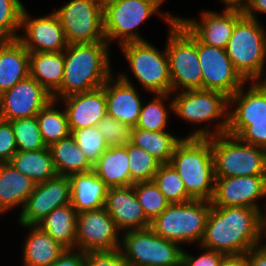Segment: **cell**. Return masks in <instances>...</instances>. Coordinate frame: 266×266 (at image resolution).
<instances>
[{
	"instance_id": "45",
	"label": "cell",
	"mask_w": 266,
	"mask_h": 266,
	"mask_svg": "<svg viewBox=\"0 0 266 266\" xmlns=\"http://www.w3.org/2000/svg\"><path fill=\"white\" fill-rule=\"evenodd\" d=\"M16 152L17 145L12 124L0 118V163L10 162Z\"/></svg>"
},
{
	"instance_id": "52",
	"label": "cell",
	"mask_w": 266,
	"mask_h": 266,
	"mask_svg": "<svg viewBox=\"0 0 266 266\" xmlns=\"http://www.w3.org/2000/svg\"><path fill=\"white\" fill-rule=\"evenodd\" d=\"M101 2V5L104 6L106 5L107 3H110V2H113L115 0H99Z\"/></svg>"
},
{
	"instance_id": "26",
	"label": "cell",
	"mask_w": 266,
	"mask_h": 266,
	"mask_svg": "<svg viewBox=\"0 0 266 266\" xmlns=\"http://www.w3.org/2000/svg\"><path fill=\"white\" fill-rule=\"evenodd\" d=\"M30 228L23 245V266H48L65 250L48 233L37 225H21Z\"/></svg>"
},
{
	"instance_id": "33",
	"label": "cell",
	"mask_w": 266,
	"mask_h": 266,
	"mask_svg": "<svg viewBox=\"0 0 266 266\" xmlns=\"http://www.w3.org/2000/svg\"><path fill=\"white\" fill-rule=\"evenodd\" d=\"M183 138L173 136L167 131H148L141 128H134L131 143L143 148L161 164H164L170 162L176 146Z\"/></svg>"
},
{
	"instance_id": "40",
	"label": "cell",
	"mask_w": 266,
	"mask_h": 266,
	"mask_svg": "<svg viewBox=\"0 0 266 266\" xmlns=\"http://www.w3.org/2000/svg\"><path fill=\"white\" fill-rule=\"evenodd\" d=\"M132 186L145 216L150 221L159 216L170 204L154 181L137 182Z\"/></svg>"
},
{
	"instance_id": "16",
	"label": "cell",
	"mask_w": 266,
	"mask_h": 266,
	"mask_svg": "<svg viewBox=\"0 0 266 266\" xmlns=\"http://www.w3.org/2000/svg\"><path fill=\"white\" fill-rule=\"evenodd\" d=\"M71 188L68 176L57 175L36 183L20 215V225H37L54 209L70 204Z\"/></svg>"
},
{
	"instance_id": "8",
	"label": "cell",
	"mask_w": 266,
	"mask_h": 266,
	"mask_svg": "<svg viewBox=\"0 0 266 266\" xmlns=\"http://www.w3.org/2000/svg\"><path fill=\"white\" fill-rule=\"evenodd\" d=\"M166 52L172 94L180 90L202 89V72L197 53V37L177 18L169 26ZM177 90V91H176Z\"/></svg>"
},
{
	"instance_id": "50",
	"label": "cell",
	"mask_w": 266,
	"mask_h": 266,
	"mask_svg": "<svg viewBox=\"0 0 266 266\" xmlns=\"http://www.w3.org/2000/svg\"><path fill=\"white\" fill-rule=\"evenodd\" d=\"M218 266H245V254L225 255Z\"/></svg>"
},
{
	"instance_id": "17",
	"label": "cell",
	"mask_w": 266,
	"mask_h": 266,
	"mask_svg": "<svg viewBox=\"0 0 266 266\" xmlns=\"http://www.w3.org/2000/svg\"><path fill=\"white\" fill-rule=\"evenodd\" d=\"M52 99L47 90L28 76L0 95V118L13 121L35 117Z\"/></svg>"
},
{
	"instance_id": "23",
	"label": "cell",
	"mask_w": 266,
	"mask_h": 266,
	"mask_svg": "<svg viewBox=\"0 0 266 266\" xmlns=\"http://www.w3.org/2000/svg\"><path fill=\"white\" fill-rule=\"evenodd\" d=\"M70 181V204L77 213L104 207L109 187L94 170L68 176Z\"/></svg>"
},
{
	"instance_id": "14",
	"label": "cell",
	"mask_w": 266,
	"mask_h": 266,
	"mask_svg": "<svg viewBox=\"0 0 266 266\" xmlns=\"http://www.w3.org/2000/svg\"><path fill=\"white\" fill-rule=\"evenodd\" d=\"M76 225L75 249L83 252L120 249V231L104 207L78 213Z\"/></svg>"
},
{
	"instance_id": "41",
	"label": "cell",
	"mask_w": 266,
	"mask_h": 266,
	"mask_svg": "<svg viewBox=\"0 0 266 266\" xmlns=\"http://www.w3.org/2000/svg\"><path fill=\"white\" fill-rule=\"evenodd\" d=\"M70 131L76 144L92 165L108 149V144L99 132L97 125L80 129H70Z\"/></svg>"
},
{
	"instance_id": "38",
	"label": "cell",
	"mask_w": 266,
	"mask_h": 266,
	"mask_svg": "<svg viewBox=\"0 0 266 266\" xmlns=\"http://www.w3.org/2000/svg\"><path fill=\"white\" fill-rule=\"evenodd\" d=\"M130 185L137 182L153 181L160 162L143 148L128 144Z\"/></svg>"
},
{
	"instance_id": "49",
	"label": "cell",
	"mask_w": 266,
	"mask_h": 266,
	"mask_svg": "<svg viewBox=\"0 0 266 266\" xmlns=\"http://www.w3.org/2000/svg\"><path fill=\"white\" fill-rule=\"evenodd\" d=\"M266 13V0H248L245 9L243 10V15L256 19V13Z\"/></svg>"
},
{
	"instance_id": "51",
	"label": "cell",
	"mask_w": 266,
	"mask_h": 266,
	"mask_svg": "<svg viewBox=\"0 0 266 266\" xmlns=\"http://www.w3.org/2000/svg\"><path fill=\"white\" fill-rule=\"evenodd\" d=\"M223 4H225L226 10H238L242 11L245 9L248 0H220Z\"/></svg>"
},
{
	"instance_id": "3",
	"label": "cell",
	"mask_w": 266,
	"mask_h": 266,
	"mask_svg": "<svg viewBox=\"0 0 266 266\" xmlns=\"http://www.w3.org/2000/svg\"><path fill=\"white\" fill-rule=\"evenodd\" d=\"M169 163L180 175L193 200L211 201L216 181L211 137H184Z\"/></svg>"
},
{
	"instance_id": "6",
	"label": "cell",
	"mask_w": 266,
	"mask_h": 266,
	"mask_svg": "<svg viewBox=\"0 0 266 266\" xmlns=\"http://www.w3.org/2000/svg\"><path fill=\"white\" fill-rule=\"evenodd\" d=\"M165 0H115L103 6V30L110 44L117 40L120 45L128 42L146 41L136 29L153 14H159L170 26L177 17L162 13Z\"/></svg>"
},
{
	"instance_id": "11",
	"label": "cell",
	"mask_w": 266,
	"mask_h": 266,
	"mask_svg": "<svg viewBox=\"0 0 266 266\" xmlns=\"http://www.w3.org/2000/svg\"><path fill=\"white\" fill-rule=\"evenodd\" d=\"M124 57L137 81L152 94L172 93L169 59L146 41L128 42L120 45Z\"/></svg>"
},
{
	"instance_id": "46",
	"label": "cell",
	"mask_w": 266,
	"mask_h": 266,
	"mask_svg": "<svg viewBox=\"0 0 266 266\" xmlns=\"http://www.w3.org/2000/svg\"><path fill=\"white\" fill-rule=\"evenodd\" d=\"M204 252L198 257L192 256L183 250L181 266H218L225 256L221 252L202 248Z\"/></svg>"
},
{
	"instance_id": "30",
	"label": "cell",
	"mask_w": 266,
	"mask_h": 266,
	"mask_svg": "<svg viewBox=\"0 0 266 266\" xmlns=\"http://www.w3.org/2000/svg\"><path fill=\"white\" fill-rule=\"evenodd\" d=\"M251 83L247 91L243 85L229 98V118L266 117V85L262 81Z\"/></svg>"
},
{
	"instance_id": "48",
	"label": "cell",
	"mask_w": 266,
	"mask_h": 266,
	"mask_svg": "<svg viewBox=\"0 0 266 266\" xmlns=\"http://www.w3.org/2000/svg\"><path fill=\"white\" fill-rule=\"evenodd\" d=\"M245 266H266V243L253 247L245 254Z\"/></svg>"
},
{
	"instance_id": "21",
	"label": "cell",
	"mask_w": 266,
	"mask_h": 266,
	"mask_svg": "<svg viewBox=\"0 0 266 266\" xmlns=\"http://www.w3.org/2000/svg\"><path fill=\"white\" fill-rule=\"evenodd\" d=\"M104 208L119 231L126 232L150 227L151 221L145 216L132 185L110 187Z\"/></svg>"
},
{
	"instance_id": "43",
	"label": "cell",
	"mask_w": 266,
	"mask_h": 266,
	"mask_svg": "<svg viewBox=\"0 0 266 266\" xmlns=\"http://www.w3.org/2000/svg\"><path fill=\"white\" fill-rule=\"evenodd\" d=\"M108 147H122L131 143L134 126L124 124L106 114L97 124Z\"/></svg>"
},
{
	"instance_id": "35",
	"label": "cell",
	"mask_w": 266,
	"mask_h": 266,
	"mask_svg": "<svg viewBox=\"0 0 266 266\" xmlns=\"http://www.w3.org/2000/svg\"><path fill=\"white\" fill-rule=\"evenodd\" d=\"M153 181L170 204L193 200L188 195L180 175L170 163L160 164Z\"/></svg>"
},
{
	"instance_id": "12",
	"label": "cell",
	"mask_w": 266,
	"mask_h": 266,
	"mask_svg": "<svg viewBox=\"0 0 266 266\" xmlns=\"http://www.w3.org/2000/svg\"><path fill=\"white\" fill-rule=\"evenodd\" d=\"M54 13L60 20L68 44L105 40L103 6L99 0H71Z\"/></svg>"
},
{
	"instance_id": "31",
	"label": "cell",
	"mask_w": 266,
	"mask_h": 266,
	"mask_svg": "<svg viewBox=\"0 0 266 266\" xmlns=\"http://www.w3.org/2000/svg\"><path fill=\"white\" fill-rule=\"evenodd\" d=\"M57 175L69 176L93 170V165L76 144L74 137H68L51 144L49 147Z\"/></svg>"
},
{
	"instance_id": "25",
	"label": "cell",
	"mask_w": 266,
	"mask_h": 266,
	"mask_svg": "<svg viewBox=\"0 0 266 266\" xmlns=\"http://www.w3.org/2000/svg\"><path fill=\"white\" fill-rule=\"evenodd\" d=\"M35 184L9 162L0 163V215L18 205L23 208Z\"/></svg>"
},
{
	"instance_id": "32",
	"label": "cell",
	"mask_w": 266,
	"mask_h": 266,
	"mask_svg": "<svg viewBox=\"0 0 266 266\" xmlns=\"http://www.w3.org/2000/svg\"><path fill=\"white\" fill-rule=\"evenodd\" d=\"M35 183L45 182L57 176L49 148L17 151L9 162Z\"/></svg>"
},
{
	"instance_id": "4",
	"label": "cell",
	"mask_w": 266,
	"mask_h": 266,
	"mask_svg": "<svg viewBox=\"0 0 266 266\" xmlns=\"http://www.w3.org/2000/svg\"><path fill=\"white\" fill-rule=\"evenodd\" d=\"M170 99L171 112L179 118L191 122L192 124H203L218 119L219 122L211 131L206 125L191 132L187 138H210L216 135L226 134L229 125V97L225 94L203 90H184L176 93ZM221 121V122H220Z\"/></svg>"
},
{
	"instance_id": "47",
	"label": "cell",
	"mask_w": 266,
	"mask_h": 266,
	"mask_svg": "<svg viewBox=\"0 0 266 266\" xmlns=\"http://www.w3.org/2000/svg\"><path fill=\"white\" fill-rule=\"evenodd\" d=\"M48 266H86L85 252L77 249H65L64 252Z\"/></svg>"
},
{
	"instance_id": "7",
	"label": "cell",
	"mask_w": 266,
	"mask_h": 266,
	"mask_svg": "<svg viewBox=\"0 0 266 266\" xmlns=\"http://www.w3.org/2000/svg\"><path fill=\"white\" fill-rule=\"evenodd\" d=\"M211 206V201L206 200L169 204L151 221L150 228L158 236L180 245L184 243L200 245Z\"/></svg>"
},
{
	"instance_id": "44",
	"label": "cell",
	"mask_w": 266,
	"mask_h": 266,
	"mask_svg": "<svg viewBox=\"0 0 266 266\" xmlns=\"http://www.w3.org/2000/svg\"><path fill=\"white\" fill-rule=\"evenodd\" d=\"M86 266H128L120 249L85 252Z\"/></svg>"
},
{
	"instance_id": "36",
	"label": "cell",
	"mask_w": 266,
	"mask_h": 266,
	"mask_svg": "<svg viewBox=\"0 0 266 266\" xmlns=\"http://www.w3.org/2000/svg\"><path fill=\"white\" fill-rule=\"evenodd\" d=\"M227 134L242 142L266 149V117L229 118Z\"/></svg>"
},
{
	"instance_id": "39",
	"label": "cell",
	"mask_w": 266,
	"mask_h": 266,
	"mask_svg": "<svg viewBox=\"0 0 266 266\" xmlns=\"http://www.w3.org/2000/svg\"><path fill=\"white\" fill-rule=\"evenodd\" d=\"M15 135L17 151H32L47 148L35 117L10 121Z\"/></svg>"
},
{
	"instance_id": "9",
	"label": "cell",
	"mask_w": 266,
	"mask_h": 266,
	"mask_svg": "<svg viewBox=\"0 0 266 266\" xmlns=\"http://www.w3.org/2000/svg\"><path fill=\"white\" fill-rule=\"evenodd\" d=\"M215 177L266 175V149L221 134L211 137Z\"/></svg>"
},
{
	"instance_id": "5",
	"label": "cell",
	"mask_w": 266,
	"mask_h": 266,
	"mask_svg": "<svg viewBox=\"0 0 266 266\" xmlns=\"http://www.w3.org/2000/svg\"><path fill=\"white\" fill-rule=\"evenodd\" d=\"M226 53L248 83L265 79L266 30L260 21L242 15L236 21Z\"/></svg>"
},
{
	"instance_id": "10",
	"label": "cell",
	"mask_w": 266,
	"mask_h": 266,
	"mask_svg": "<svg viewBox=\"0 0 266 266\" xmlns=\"http://www.w3.org/2000/svg\"><path fill=\"white\" fill-rule=\"evenodd\" d=\"M122 234L120 251L128 266H181L180 244L158 236L150 227Z\"/></svg>"
},
{
	"instance_id": "18",
	"label": "cell",
	"mask_w": 266,
	"mask_h": 266,
	"mask_svg": "<svg viewBox=\"0 0 266 266\" xmlns=\"http://www.w3.org/2000/svg\"><path fill=\"white\" fill-rule=\"evenodd\" d=\"M20 29L25 33L19 35L17 40L29 53L60 52L68 46L60 20L54 12L43 17L31 18L24 8Z\"/></svg>"
},
{
	"instance_id": "20",
	"label": "cell",
	"mask_w": 266,
	"mask_h": 266,
	"mask_svg": "<svg viewBox=\"0 0 266 266\" xmlns=\"http://www.w3.org/2000/svg\"><path fill=\"white\" fill-rule=\"evenodd\" d=\"M243 15L242 11L226 10L218 13L203 11L201 20L177 18L202 42L210 46L226 49L232 36L236 21Z\"/></svg>"
},
{
	"instance_id": "42",
	"label": "cell",
	"mask_w": 266,
	"mask_h": 266,
	"mask_svg": "<svg viewBox=\"0 0 266 266\" xmlns=\"http://www.w3.org/2000/svg\"><path fill=\"white\" fill-rule=\"evenodd\" d=\"M24 8L21 0H0V40L18 38Z\"/></svg>"
},
{
	"instance_id": "24",
	"label": "cell",
	"mask_w": 266,
	"mask_h": 266,
	"mask_svg": "<svg viewBox=\"0 0 266 266\" xmlns=\"http://www.w3.org/2000/svg\"><path fill=\"white\" fill-rule=\"evenodd\" d=\"M29 51L16 40H0V95L29 76Z\"/></svg>"
},
{
	"instance_id": "34",
	"label": "cell",
	"mask_w": 266,
	"mask_h": 266,
	"mask_svg": "<svg viewBox=\"0 0 266 266\" xmlns=\"http://www.w3.org/2000/svg\"><path fill=\"white\" fill-rule=\"evenodd\" d=\"M59 101L51 100L37 115L39 130L46 146L60 141L71 134L66 110L57 109Z\"/></svg>"
},
{
	"instance_id": "2",
	"label": "cell",
	"mask_w": 266,
	"mask_h": 266,
	"mask_svg": "<svg viewBox=\"0 0 266 266\" xmlns=\"http://www.w3.org/2000/svg\"><path fill=\"white\" fill-rule=\"evenodd\" d=\"M109 43L68 44L64 50V74L53 100L98 89L113 75Z\"/></svg>"
},
{
	"instance_id": "29",
	"label": "cell",
	"mask_w": 266,
	"mask_h": 266,
	"mask_svg": "<svg viewBox=\"0 0 266 266\" xmlns=\"http://www.w3.org/2000/svg\"><path fill=\"white\" fill-rule=\"evenodd\" d=\"M77 212L71 204L51 211L37 226L65 249H75Z\"/></svg>"
},
{
	"instance_id": "22",
	"label": "cell",
	"mask_w": 266,
	"mask_h": 266,
	"mask_svg": "<svg viewBox=\"0 0 266 266\" xmlns=\"http://www.w3.org/2000/svg\"><path fill=\"white\" fill-rule=\"evenodd\" d=\"M70 129L95 126L107 114L104 87L62 98Z\"/></svg>"
},
{
	"instance_id": "1",
	"label": "cell",
	"mask_w": 266,
	"mask_h": 266,
	"mask_svg": "<svg viewBox=\"0 0 266 266\" xmlns=\"http://www.w3.org/2000/svg\"><path fill=\"white\" fill-rule=\"evenodd\" d=\"M263 236L266 217L258 209L211 206L200 248L241 255L260 245Z\"/></svg>"
},
{
	"instance_id": "27",
	"label": "cell",
	"mask_w": 266,
	"mask_h": 266,
	"mask_svg": "<svg viewBox=\"0 0 266 266\" xmlns=\"http://www.w3.org/2000/svg\"><path fill=\"white\" fill-rule=\"evenodd\" d=\"M64 51L29 54V76L53 95L62 84Z\"/></svg>"
},
{
	"instance_id": "28",
	"label": "cell",
	"mask_w": 266,
	"mask_h": 266,
	"mask_svg": "<svg viewBox=\"0 0 266 266\" xmlns=\"http://www.w3.org/2000/svg\"><path fill=\"white\" fill-rule=\"evenodd\" d=\"M93 170L109 188L130 186L128 145L108 147L93 165Z\"/></svg>"
},
{
	"instance_id": "19",
	"label": "cell",
	"mask_w": 266,
	"mask_h": 266,
	"mask_svg": "<svg viewBox=\"0 0 266 266\" xmlns=\"http://www.w3.org/2000/svg\"><path fill=\"white\" fill-rule=\"evenodd\" d=\"M112 75L103 85L107 114L121 123L136 126L142 107V99L128 75ZM114 78V79H113ZM116 79V80H115Z\"/></svg>"
},
{
	"instance_id": "37",
	"label": "cell",
	"mask_w": 266,
	"mask_h": 266,
	"mask_svg": "<svg viewBox=\"0 0 266 266\" xmlns=\"http://www.w3.org/2000/svg\"><path fill=\"white\" fill-rule=\"evenodd\" d=\"M172 93L155 94V97L145 106L142 104L139 120L135 128L148 131H166L168 122L169 106L165 105V100L169 99Z\"/></svg>"
},
{
	"instance_id": "15",
	"label": "cell",
	"mask_w": 266,
	"mask_h": 266,
	"mask_svg": "<svg viewBox=\"0 0 266 266\" xmlns=\"http://www.w3.org/2000/svg\"><path fill=\"white\" fill-rule=\"evenodd\" d=\"M266 196V175L216 177L211 205L248 207L260 210L258 199Z\"/></svg>"
},
{
	"instance_id": "53",
	"label": "cell",
	"mask_w": 266,
	"mask_h": 266,
	"mask_svg": "<svg viewBox=\"0 0 266 266\" xmlns=\"http://www.w3.org/2000/svg\"><path fill=\"white\" fill-rule=\"evenodd\" d=\"M262 82L266 85V77H265V79Z\"/></svg>"
},
{
	"instance_id": "13",
	"label": "cell",
	"mask_w": 266,
	"mask_h": 266,
	"mask_svg": "<svg viewBox=\"0 0 266 266\" xmlns=\"http://www.w3.org/2000/svg\"><path fill=\"white\" fill-rule=\"evenodd\" d=\"M197 53L202 72V89L231 97L247 82L235 69L226 49L202 43L197 38Z\"/></svg>"
}]
</instances>
